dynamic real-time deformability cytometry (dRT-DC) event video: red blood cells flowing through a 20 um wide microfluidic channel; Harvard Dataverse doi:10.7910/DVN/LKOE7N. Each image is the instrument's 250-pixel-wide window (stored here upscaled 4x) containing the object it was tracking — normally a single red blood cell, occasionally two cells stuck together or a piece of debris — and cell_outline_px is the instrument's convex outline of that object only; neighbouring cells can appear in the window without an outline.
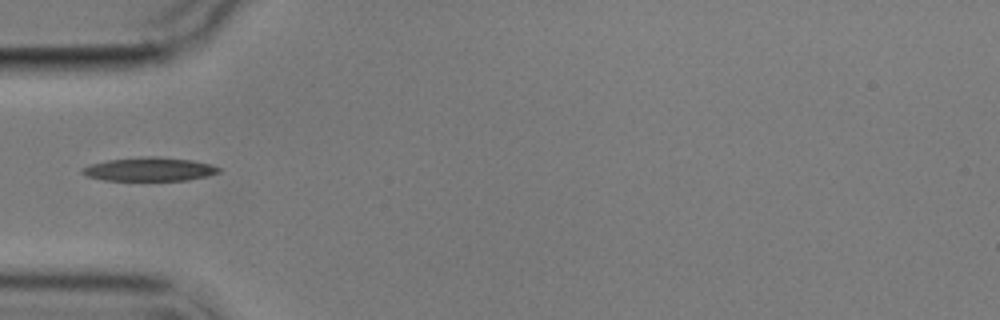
{"species": "common noctule bat (a hibernating species)", "species_latin": "Nyctalus noctula", "temperature_condition": "cold", "stored_images_in_passage": 3, "camera_frame_rate_fps": 3000, "um_per_image_px": 0.085, "animal": {"sex": "male", "body_mass_g": 17.9}, "frame": {"image": 1, "passage_image": 1, "time_ms": 0.0, "image_size_px": [1000, 320], "cell_outline_px": [[220, 172], [208, 176], [188, 180], [104, 180], [84, 176], [80, 172], [80, 168], [88, 164], [108, 160], [148, 156], [156, 156], [192, 160], [208, 164], [220, 168]], "centroid_in_image_um": [12.64, 14.38], "position_along_channel_um": 72.4, "area_um2": 18.9}}
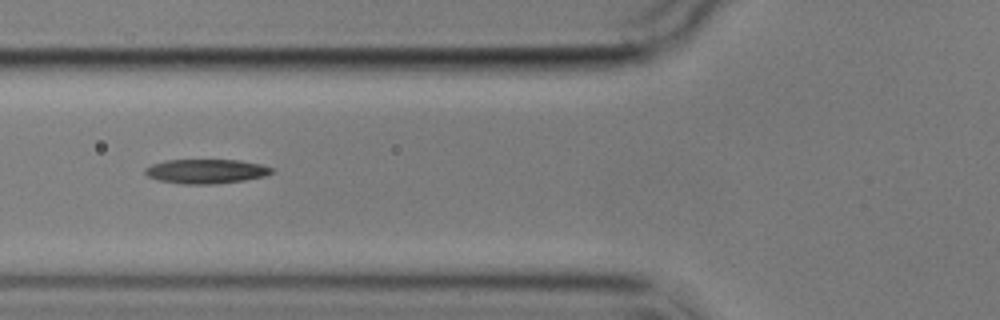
{"frame": {"image": 2, "passage_image": 2, "time_ms": 1.0, "image_size_px": [1000, 320], "cell_outline_px": [[276, 168], [272, 172], [264, 176], [244, 180], [216, 184], [184, 184], [160, 180], [148, 176], [144, 172], [144, 168], [152, 164], [164, 160], [240, 160], [260, 164]], "centroid_in_image_um": [17.53, 14.55], "position_along_channel_um": 108.3, "area_um2": 17.98}}
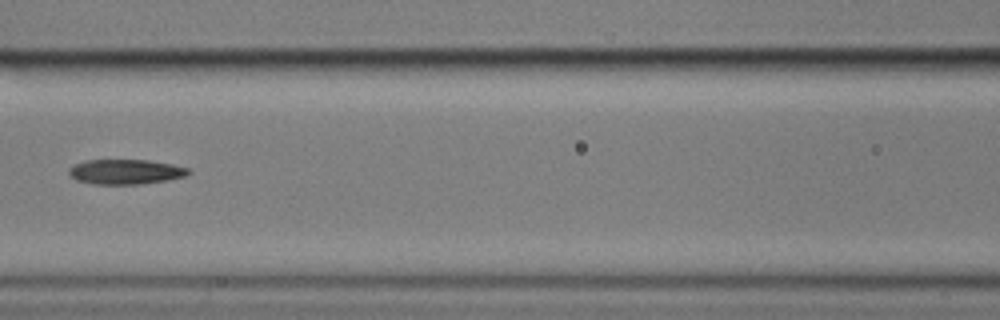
{"frame": {"image": 3, "passage_image": 3, "time_ms": 2.333, "image_size_px": [1000, 320], "cell_outline_px": [[192, 172], [184, 176], [168, 180], [140, 184], [92, 184], [76, 180], [68, 172], [68, 168], [84, 160], [148, 160], [172, 164], [188, 168]], "centroid_in_image_um": [10.67, 14.6], "position_along_channel_um": 155.9, "area_um2": 17.34}}